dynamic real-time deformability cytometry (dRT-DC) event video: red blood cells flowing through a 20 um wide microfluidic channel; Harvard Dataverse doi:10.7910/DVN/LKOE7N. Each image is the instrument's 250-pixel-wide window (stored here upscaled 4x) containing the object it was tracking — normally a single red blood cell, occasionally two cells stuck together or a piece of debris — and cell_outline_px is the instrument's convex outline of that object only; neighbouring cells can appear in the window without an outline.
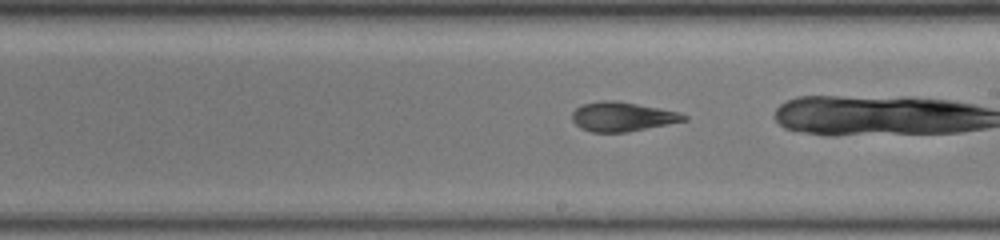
{"species": "common noctule bat (a hibernating species)", "species_latin": "Nyctalus noctula", "temperature_condition": "warm", "stored_images_in_passage": 48, "camera_frame_rate_fps": 3000, "um_per_image_px": 0.085, "animal": {"sex": "female", "body_mass_g": 19.5, "forearm_length_mm": 54.1}, "frame": {"image": 1, "passage_image": 36, "time_ms": 11.667, "image_size_px": [1000, 240], "cell_outline_px": [[688, 120], [624, 132], [592, 132], [580, 128], [572, 120], [572, 112], [580, 104], [604, 100], [616, 100], [680, 112], [688, 116]], "centroid_in_image_um": [52.87, 9.9], "position_along_channel_um": 236.1, "area_um2": 19.02}}
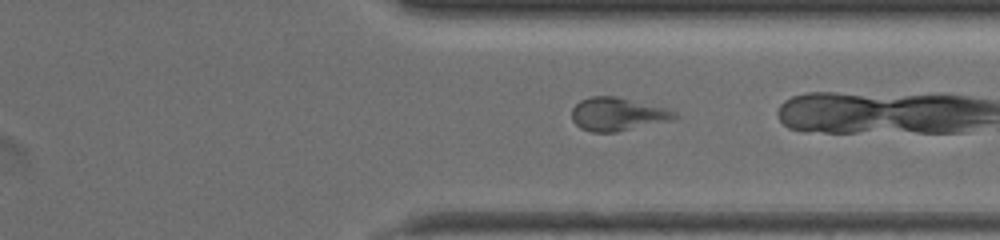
{"frame": {"image": 2, "passage_image": 46, "time_ms": 15.0, "image_size_px": [1000, 240], "cell_outline_px": [[680, 116], [672, 120], [616, 132], [592, 132], [580, 128], [572, 120], [572, 108], [580, 100], [592, 96], [616, 96], [668, 108]], "centroid_in_image_um": [52.49, 9.7], "position_along_channel_um": 358.9, "area_um2": 19.94}}